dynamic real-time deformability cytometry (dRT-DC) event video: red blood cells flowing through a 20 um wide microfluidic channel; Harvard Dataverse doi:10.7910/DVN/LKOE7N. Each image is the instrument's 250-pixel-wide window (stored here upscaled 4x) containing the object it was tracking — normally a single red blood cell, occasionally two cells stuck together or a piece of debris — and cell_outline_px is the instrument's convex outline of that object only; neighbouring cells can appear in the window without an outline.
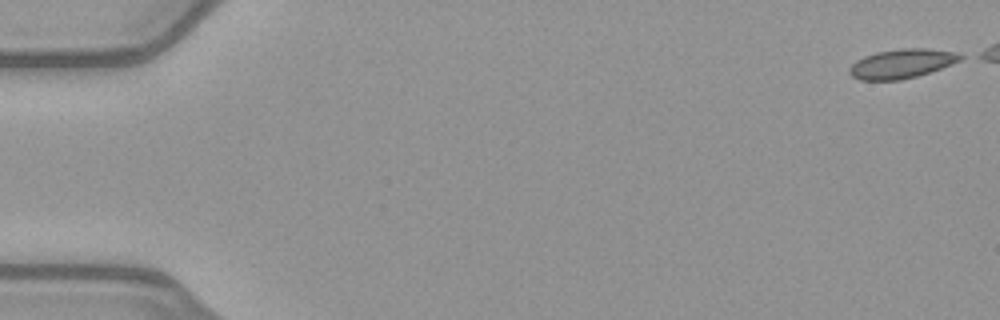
{"species": "common noctule bat (a hibernating species)", "species_latin": "Nyctalus noctula", "temperature_condition": "warm", "stored_images_in_passage": 45, "camera_frame_rate_fps": 3000, "um_per_image_px": 0.085, "animal": {"sex": "female", "body_mass_g": 21.9}, "frame": {"image": 1, "passage_image": 1, "time_ms": 0.0, "image_size_px": [1000, 320], "cell_outline_px": [[964, 56], [960, 60], [952, 64], [916, 76], [900, 80], [860, 80], [852, 76], [848, 72], [848, 68], [856, 60], [864, 56], [876, 52], [900, 48], [928, 48], [956, 52]], "centroid_in_image_um": [76.62, 5.4], "position_along_channel_um": 8.4, "area_um2": 18.9}}
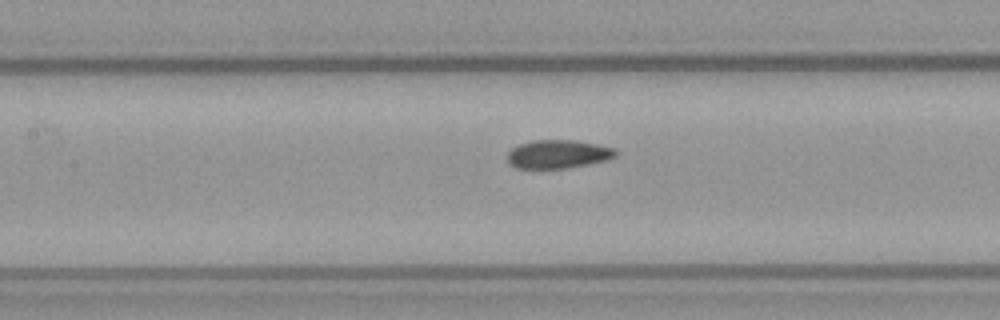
{"frame": {"image": 2, "passage_image": 24, "time_ms": 7.667, "image_size_px": [1000, 320], "cell_outline_px": [[620, 152], [616, 156], [608, 160], [568, 168], [516, 168], [508, 164], [508, 152], [512, 148], [520, 144], [532, 140], [576, 140], [616, 148]], "centroid_in_image_um": [47.47, 13.1], "position_along_channel_um": 159.9, "area_um2": 18.15}}
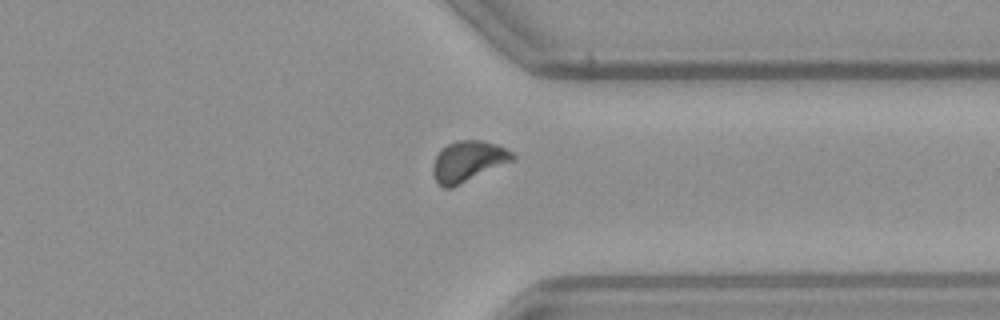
{"frame": {"image": 3, "passage_image": 40, "time_ms": 13.0, "image_size_px": [1000, 320], "cell_outline_px": [[516, 156], [512, 160], [452, 188], [444, 188], [436, 180], [432, 172], [432, 164], [440, 148], [456, 140], [480, 140], [496, 144], [512, 152]], "centroid_in_image_um": [39.74, 13.7], "position_along_channel_um": 371.7, "area_um2": 18.67}}